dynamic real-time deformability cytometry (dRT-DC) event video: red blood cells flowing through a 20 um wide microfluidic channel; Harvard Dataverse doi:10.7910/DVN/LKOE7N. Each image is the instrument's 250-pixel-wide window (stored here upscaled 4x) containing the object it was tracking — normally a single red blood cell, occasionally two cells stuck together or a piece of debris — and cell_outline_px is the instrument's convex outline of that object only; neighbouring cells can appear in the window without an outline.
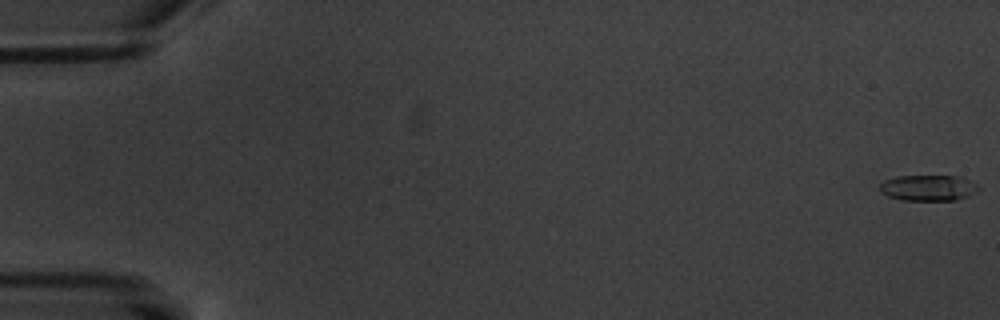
{"species": "common noctule bat (a hibernating species)", "species_latin": "Nyctalus noctula", "temperature_condition": "warm", "stored_images_in_passage": 6, "camera_frame_rate_fps": 3000, "um_per_image_px": 0.085, "animal": {"sex": "male", "body_mass_g": 20.1, "forearm_length_mm": 53.5}, "frame": {"image": 1, "passage_image": 1, "time_ms": 0.0, "image_size_px": [1000, 320], "cell_outline_px": [[980, 188], [976, 192], [968, 196], [956, 200], [904, 200], [888, 196], [880, 192], [880, 184], [884, 180], [896, 176], [960, 176], [976, 184]], "centroid_in_image_um": [78.9, 15.96], "position_along_channel_um": 6.1, "area_um2": 14.85}}
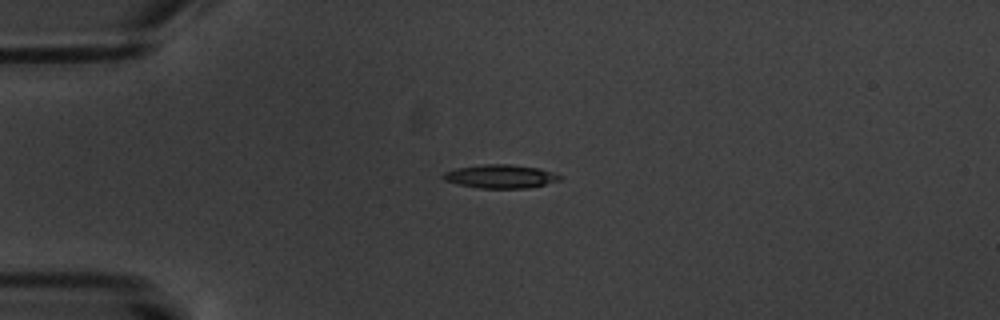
{"frame": {"image": 2, "passage_image": 5, "time_ms": 5.0, "image_size_px": [1000, 320], "cell_outline_px": [[564, 176], [560, 180], [544, 184], [524, 188], [480, 188], [460, 184], [444, 180], [440, 176], [444, 172], [456, 168], [484, 164], [512, 164], [540, 168], [556, 172]], "centroid_in_image_um": [42.57, 14.98], "position_along_channel_um": 42.4, "area_um2": 16.07}}